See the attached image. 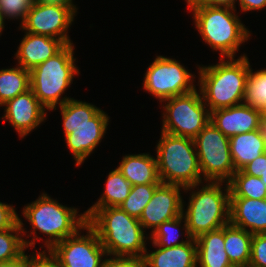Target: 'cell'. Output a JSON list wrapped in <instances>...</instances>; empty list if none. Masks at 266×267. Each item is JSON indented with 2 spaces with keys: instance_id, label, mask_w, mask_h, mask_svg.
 Wrapping results in <instances>:
<instances>
[{
  "instance_id": "1",
  "label": "cell",
  "mask_w": 266,
  "mask_h": 267,
  "mask_svg": "<svg viewBox=\"0 0 266 267\" xmlns=\"http://www.w3.org/2000/svg\"><path fill=\"white\" fill-rule=\"evenodd\" d=\"M87 224L97 233L107 256H133L143 258L146 241L139 219L128 215L119 207L88 209L84 212Z\"/></svg>"
},
{
  "instance_id": "2",
  "label": "cell",
  "mask_w": 266,
  "mask_h": 267,
  "mask_svg": "<svg viewBox=\"0 0 266 267\" xmlns=\"http://www.w3.org/2000/svg\"><path fill=\"white\" fill-rule=\"evenodd\" d=\"M227 59L220 58L219 64L199 67L200 92L210 112L243 103L250 63L246 55Z\"/></svg>"
},
{
  "instance_id": "3",
  "label": "cell",
  "mask_w": 266,
  "mask_h": 267,
  "mask_svg": "<svg viewBox=\"0 0 266 267\" xmlns=\"http://www.w3.org/2000/svg\"><path fill=\"white\" fill-rule=\"evenodd\" d=\"M67 147L79 166L101 142L109 117L98 107L75 99L60 106Z\"/></svg>"
},
{
  "instance_id": "4",
  "label": "cell",
  "mask_w": 266,
  "mask_h": 267,
  "mask_svg": "<svg viewBox=\"0 0 266 267\" xmlns=\"http://www.w3.org/2000/svg\"><path fill=\"white\" fill-rule=\"evenodd\" d=\"M193 11L198 32L220 58H233L240 45L250 38V32L241 23L235 8L211 5H187Z\"/></svg>"
},
{
  "instance_id": "5",
  "label": "cell",
  "mask_w": 266,
  "mask_h": 267,
  "mask_svg": "<svg viewBox=\"0 0 266 267\" xmlns=\"http://www.w3.org/2000/svg\"><path fill=\"white\" fill-rule=\"evenodd\" d=\"M157 144V167L160 181L190 190L202 182L194 139L161 132Z\"/></svg>"
},
{
  "instance_id": "6",
  "label": "cell",
  "mask_w": 266,
  "mask_h": 267,
  "mask_svg": "<svg viewBox=\"0 0 266 267\" xmlns=\"http://www.w3.org/2000/svg\"><path fill=\"white\" fill-rule=\"evenodd\" d=\"M196 192H192L187 211L182 209L187 239L222 228L230 223V189L228 182L223 193L225 181H208ZM185 212V213H184Z\"/></svg>"
},
{
  "instance_id": "7",
  "label": "cell",
  "mask_w": 266,
  "mask_h": 267,
  "mask_svg": "<svg viewBox=\"0 0 266 267\" xmlns=\"http://www.w3.org/2000/svg\"><path fill=\"white\" fill-rule=\"evenodd\" d=\"M73 43L66 44L57 54L30 70V89L48 110H56L72 98L60 99L79 73L73 56Z\"/></svg>"
},
{
  "instance_id": "8",
  "label": "cell",
  "mask_w": 266,
  "mask_h": 267,
  "mask_svg": "<svg viewBox=\"0 0 266 267\" xmlns=\"http://www.w3.org/2000/svg\"><path fill=\"white\" fill-rule=\"evenodd\" d=\"M77 213V209L59 204L44 193L23 208L24 217L32 225L31 235L36 234L38 229L49 236L45 241L47 250L67 237L75 235L79 230H84L87 224L86 214L83 213L78 217Z\"/></svg>"
},
{
  "instance_id": "9",
  "label": "cell",
  "mask_w": 266,
  "mask_h": 267,
  "mask_svg": "<svg viewBox=\"0 0 266 267\" xmlns=\"http://www.w3.org/2000/svg\"><path fill=\"white\" fill-rule=\"evenodd\" d=\"M164 107L162 132L194 139L210 122L211 112L195 89L169 99ZM206 106V107H205Z\"/></svg>"
},
{
  "instance_id": "10",
  "label": "cell",
  "mask_w": 266,
  "mask_h": 267,
  "mask_svg": "<svg viewBox=\"0 0 266 267\" xmlns=\"http://www.w3.org/2000/svg\"><path fill=\"white\" fill-rule=\"evenodd\" d=\"M201 175L207 181H229L236 172L229 138L211 121L194 138Z\"/></svg>"
},
{
  "instance_id": "11",
  "label": "cell",
  "mask_w": 266,
  "mask_h": 267,
  "mask_svg": "<svg viewBox=\"0 0 266 267\" xmlns=\"http://www.w3.org/2000/svg\"><path fill=\"white\" fill-rule=\"evenodd\" d=\"M194 75L184 66L168 57L157 56L147 68L144 89L163 102L166 99L193 92Z\"/></svg>"
},
{
  "instance_id": "12",
  "label": "cell",
  "mask_w": 266,
  "mask_h": 267,
  "mask_svg": "<svg viewBox=\"0 0 266 267\" xmlns=\"http://www.w3.org/2000/svg\"><path fill=\"white\" fill-rule=\"evenodd\" d=\"M84 230L88 231L85 236H80L78 231L48 250L62 267L103 266L102 257L107 256L105 248L97 233L88 224L84 226Z\"/></svg>"
},
{
  "instance_id": "13",
  "label": "cell",
  "mask_w": 266,
  "mask_h": 267,
  "mask_svg": "<svg viewBox=\"0 0 266 267\" xmlns=\"http://www.w3.org/2000/svg\"><path fill=\"white\" fill-rule=\"evenodd\" d=\"M77 12L74 5H35L29 10L24 23L20 26L28 33L50 36L70 44L67 29L72 24Z\"/></svg>"
},
{
  "instance_id": "14",
  "label": "cell",
  "mask_w": 266,
  "mask_h": 267,
  "mask_svg": "<svg viewBox=\"0 0 266 267\" xmlns=\"http://www.w3.org/2000/svg\"><path fill=\"white\" fill-rule=\"evenodd\" d=\"M180 188L183 186L161 183L142 211L139 222L143 229L152 228V233L165 221L175 219L182 215L184 202Z\"/></svg>"
},
{
  "instance_id": "15",
  "label": "cell",
  "mask_w": 266,
  "mask_h": 267,
  "mask_svg": "<svg viewBox=\"0 0 266 267\" xmlns=\"http://www.w3.org/2000/svg\"><path fill=\"white\" fill-rule=\"evenodd\" d=\"M5 105L3 119L9 121L21 138L27 136L46 119L45 107L31 89L8 100Z\"/></svg>"
},
{
  "instance_id": "16",
  "label": "cell",
  "mask_w": 266,
  "mask_h": 267,
  "mask_svg": "<svg viewBox=\"0 0 266 267\" xmlns=\"http://www.w3.org/2000/svg\"><path fill=\"white\" fill-rule=\"evenodd\" d=\"M210 121L228 138L263 128V113L251 106L239 105L211 111Z\"/></svg>"
},
{
  "instance_id": "17",
  "label": "cell",
  "mask_w": 266,
  "mask_h": 267,
  "mask_svg": "<svg viewBox=\"0 0 266 267\" xmlns=\"http://www.w3.org/2000/svg\"><path fill=\"white\" fill-rule=\"evenodd\" d=\"M65 45L62 40L26 32L16 52L17 65L30 71L57 54Z\"/></svg>"
},
{
  "instance_id": "18",
  "label": "cell",
  "mask_w": 266,
  "mask_h": 267,
  "mask_svg": "<svg viewBox=\"0 0 266 267\" xmlns=\"http://www.w3.org/2000/svg\"><path fill=\"white\" fill-rule=\"evenodd\" d=\"M230 223L251 234L266 233V199L230 197Z\"/></svg>"
},
{
  "instance_id": "19",
  "label": "cell",
  "mask_w": 266,
  "mask_h": 267,
  "mask_svg": "<svg viewBox=\"0 0 266 267\" xmlns=\"http://www.w3.org/2000/svg\"><path fill=\"white\" fill-rule=\"evenodd\" d=\"M143 258L145 267H197L195 238L170 248L158 247L151 253L146 251Z\"/></svg>"
},
{
  "instance_id": "20",
  "label": "cell",
  "mask_w": 266,
  "mask_h": 267,
  "mask_svg": "<svg viewBox=\"0 0 266 267\" xmlns=\"http://www.w3.org/2000/svg\"><path fill=\"white\" fill-rule=\"evenodd\" d=\"M231 158L235 171L266 152V133L264 128L236 134L229 138Z\"/></svg>"
},
{
  "instance_id": "21",
  "label": "cell",
  "mask_w": 266,
  "mask_h": 267,
  "mask_svg": "<svg viewBox=\"0 0 266 267\" xmlns=\"http://www.w3.org/2000/svg\"><path fill=\"white\" fill-rule=\"evenodd\" d=\"M197 264L201 267H232L225 251L224 226L195 238Z\"/></svg>"
},
{
  "instance_id": "22",
  "label": "cell",
  "mask_w": 266,
  "mask_h": 267,
  "mask_svg": "<svg viewBox=\"0 0 266 267\" xmlns=\"http://www.w3.org/2000/svg\"><path fill=\"white\" fill-rule=\"evenodd\" d=\"M131 185L161 184L157 159L149 154L126 155L117 167Z\"/></svg>"
},
{
  "instance_id": "23",
  "label": "cell",
  "mask_w": 266,
  "mask_h": 267,
  "mask_svg": "<svg viewBox=\"0 0 266 267\" xmlns=\"http://www.w3.org/2000/svg\"><path fill=\"white\" fill-rule=\"evenodd\" d=\"M252 237L249 231L231 223L224 225V248L233 266L250 261Z\"/></svg>"
},
{
  "instance_id": "24",
  "label": "cell",
  "mask_w": 266,
  "mask_h": 267,
  "mask_svg": "<svg viewBox=\"0 0 266 267\" xmlns=\"http://www.w3.org/2000/svg\"><path fill=\"white\" fill-rule=\"evenodd\" d=\"M24 230L23 223L18 218V222L12 228L0 231V263L18 259L25 253L26 248L35 244V235H33L31 242L20 236L21 233L22 236L25 235Z\"/></svg>"
},
{
  "instance_id": "25",
  "label": "cell",
  "mask_w": 266,
  "mask_h": 267,
  "mask_svg": "<svg viewBox=\"0 0 266 267\" xmlns=\"http://www.w3.org/2000/svg\"><path fill=\"white\" fill-rule=\"evenodd\" d=\"M131 187V183L116 168L107 177L104 193L89 209L119 207L129 195Z\"/></svg>"
},
{
  "instance_id": "26",
  "label": "cell",
  "mask_w": 266,
  "mask_h": 267,
  "mask_svg": "<svg viewBox=\"0 0 266 267\" xmlns=\"http://www.w3.org/2000/svg\"><path fill=\"white\" fill-rule=\"evenodd\" d=\"M18 66L0 70V106L30 89V71Z\"/></svg>"
},
{
  "instance_id": "27",
  "label": "cell",
  "mask_w": 266,
  "mask_h": 267,
  "mask_svg": "<svg viewBox=\"0 0 266 267\" xmlns=\"http://www.w3.org/2000/svg\"><path fill=\"white\" fill-rule=\"evenodd\" d=\"M230 197L266 199V185L259 177L236 171L228 181Z\"/></svg>"
},
{
  "instance_id": "28",
  "label": "cell",
  "mask_w": 266,
  "mask_h": 267,
  "mask_svg": "<svg viewBox=\"0 0 266 267\" xmlns=\"http://www.w3.org/2000/svg\"><path fill=\"white\" fill-rule=\"evenodd\" d=\"M250 67L246 84L243 103L252 108L266 112V69L254 73Z\"/></svg>"
},
{
  "instance_id": "29",
  "label": "cell",
  "mask_w": 266,
  "mask_h": 267,
  "mask_svg": "<svg viewBox=\"0 0 266 267\" xmlns=\"http://www.w3.org/2000/svg\"><path fill=\"white\" fill-rule=\"evenodd\" d=\"M160 184L133 185L124 202L119 206L128 215L140 219L142 211Z\"/></svg>"
},
{
  "instance_id": "30",
  "label": "cell",
  "mask_w": 266,
  "mask_h": 267,
  "mask_svg": "<svg viewBox=\"0 0 266 267\" xmlns=\"http://www.w3.org/2000/svg\"><path fill=\"white\" fill-rule=\"evenodd\" d=\"M184 219L183 215L178 216L175 219H171L162 223L153 233H151V240L153 245L157 247L170 248L173 246L181 245L187 243L188 240H180L179 226H181V221ZM175 232V233H174Z\"/></svg>"
},
{
  "instance_id": "31",
  "label": "cell",
  "mask_w": 266,
  "mask_h": 267,
  "mask_svg": "<svg viewBox=\"0 0 266 267\" xmlns=\"http://www.w3.org/2000/svg\"><path fill=\"white\" fill-rule=\"evenodd\" d=\"M35 3V0H0V13L4 20L6 17L10 19L21 18L22 25Z\"/></svg>"
},
{
  "instance_id": "32",
  "label": "cell",
  "mask_w": 266,
  "mask_h": 267,
  "mask_svg": "<svg viewBox=\"0 0 266 267\" xmlns=\"http://www.w3.org/2000/svg\"><path fill=\"white\" fill-rule=\"evenodd\" d=\"M250 261L261 267H266V233L253 234Z\"/></svg>"
},
{
  "instance_id": "33",
  "label": "cell",
  "mask_w": 266,
  "mask_h": 267,
  "mask_svg": "<svg viewBox=\"0 0 266 267\" xmlns=\"http://www.w3.org/2000/svg\"><path fill=\"white\" fill-rule=\"evenodd\" d=\"M102 267H145V261L141 257L115 256L104 259Z\"/></svg>"
},
{
  "instance_id": "34",
  "label": "cell",
  "mask_w": 266,
  "mask_h": 267,
  "mask_svg": "<svg viewBox=\"0 0 266 267\" xmlns=\"http://www.w3.org/2000/svg\"><path fill=\"white\" fill-rule=\"evenodd\" d=\"M18 218L13 206L0 202V231L12 228L18 222Z\"/></svg>"
},
{
  "instance_id": "35",
  "label": "cell",
  "mask_w": 266,
  "mask_h": 267,
  "mask_svg": "<svg viewBox=\"0 0 266 267\" xmlns=\"http://www.w3.org/2000/svg\"><path fill=\"white\" fill-rule=\"evenodd\" d=\"M48 255L44 250L38 252L37 255L30 256L29 267H62L50 252H48Z\"/></svg>"
},
{
  "instance_id": "36",
  "label": "cell",
  "mask_w": 266,
  "mask_h": 267,
  "mask_svg": "<svg viewBox=\"0 0 266 267\" xmlns=\"http://www.w3.org/2000/svg\"><path fill=\"white\" fill-rule=\"evenodd\" d=\"M241 170L245 174L260 178L266 171V152L245 165Z\"/></svg>"
},
{
  "instance_id": "37",
  "label": "cell",
  "mask_w": 266,
  "mask_h": 267,
  "mask_svg": "<svg viewBox=\"0 0 266 267\" xmlns=\"http://www.w3.org/2000/svg\"><path fill=\"white\" fill-rule=\"evenodd\" d=\"M188 5H211L220 7H235L236 0H186Z\"/></svg>"
},
{
  "instance_id": "38",
  "label": "cell",
  "mask_w": 266,
  "mask_h": 267,
  "mask_svg": "<svg viewBox=\"0 0 266 267\" xmlns=\"http://www.w3.org/2000/svg\"><path fill=\"white\" fill-rule=\"evenodd\" d=\"M242 11L261 10L266 7V0H239Z\"/></svg>"
},
{
  "instance_id": "39",
  "label": "cell",
  "mask_w": 266,
  "mask_h": 267,
  "mask_svg": "<svg viewBox=\"0 0 266 267\" xmlns=\"http://www.w3.org/2000/svg\"><path fill=\"white\" fill-rule=\"evenodd\" d=\"M29 258L25 253L18 259L0 263V267H29Z\"/></svg>"
},
{
  "instance_id": "40",
  "label": "cell",
  "mask_w": 266,
  "mask_h": 267,
  "mask_svg": "<svg viewBox=\"0 0 266 267\" xmlns=\"http://www.w3.org/2000/svg\"><path fill=\"white\" fill-rule=\"evenodd\" d=\"M40 4H53V5H74L72 0H35Z\"/></svg>"
},
{
  "instance_id": "41",
  "label": "cell",
  "mask_w": 266,
  "mask_h": 267,
  "mask_svg": "<svg viewBox=\"0 0 266 267\" xmlns=\"http://www.w3.org/2000/svg\"><path fill=\"white\" fill-rule=\"evenodd\" d=\"M239 267H261V266L256 265V264L252 263L251 261H249L245 264L239 265Z\"/></svg>"
},
{
  "instance_id": "42",
  "label": "cell",
  "mask_w": 266,
  "mask_h": 267,
  "mask_svg": "<svg viewBox=\"0 0 266 267\" xmlns=\"http://www.w3.org/2000/svg\"><path fill=\"white\" fill-rule=\"evenodd\" d=\"M3 29H4V18L0 13V34H1Z\"/></svg>"
},
{
  "instance_id": "43",
  "label": "cell",
  "mask_w": 266,
  "mask_h": 267,
  "mask_svg": "<svg viewBox=\"0 0 266 267\" xmlns=\"http://www.w3.org/2000/svg\"><path fill=\"white\" fill-rule=\"evenodd\" d=\"M263 128H264L265 133H266V112L263 113Z\"/></svg>"
},
{
  "instance_id": "44",
  "label": "cell",
  "mask_w": 266,
  "mask_h": 267,
  "mask_svg": "<svg viewBox=\"0 0 266 267\" xmlns=\"http://www.w3.org/2000/svg\"><path fill=\"white\" fill-rule=\"evenodd\" d=\"M260 178L264 182V184L266 185V171L264 172V174Z\"/></svg>"
}]
</instances>
